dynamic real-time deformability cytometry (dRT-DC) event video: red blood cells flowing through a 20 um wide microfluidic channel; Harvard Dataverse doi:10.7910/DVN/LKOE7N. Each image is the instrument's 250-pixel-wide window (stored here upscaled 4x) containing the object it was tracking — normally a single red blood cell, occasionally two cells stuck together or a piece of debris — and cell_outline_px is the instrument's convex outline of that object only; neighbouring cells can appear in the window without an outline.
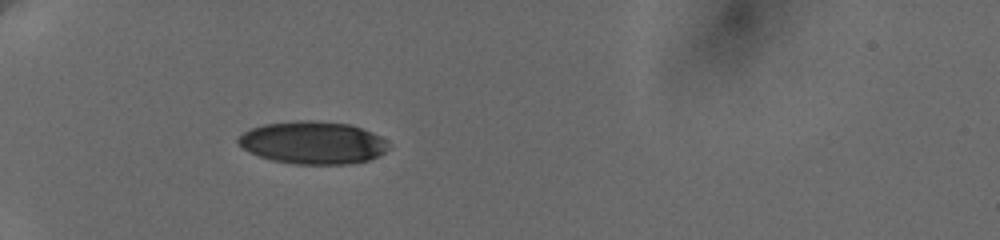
{"species": "human", "species_latin": "Homo sapiens", "temperature_condition": "cold", "stored_images_in_passage": 14, "camera_frame_rate_fps": 3000, "um_per_image_px": 0.085, "donor": {"sex": "female"}, "frame": {"image": 1, "passage_image": 1, "time_ms": 0.0, "image_size_px": [1000, 240], "cell_outline_px": [[388, 148], [384, 152], [368, 160], [348, 164], [296, 164], [272, 160], [260, 156], [244, 148], [236, 140], [244, 132], [252, 128], [264, 124], [300, 120], [308, 120], [348, 124], [360, 128], [380, 136], [384, 140]], "centroid_in_image_um": [26.58, 12.13], "position_along_channel_um": 58.4, "area_um2": 36.7}}
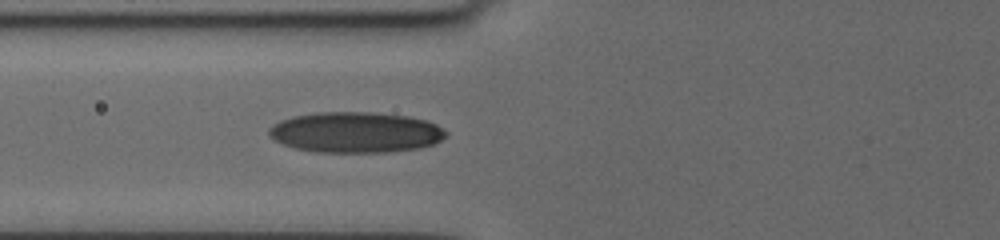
{"frame": {"image": 2, "passage_image": 11, "time_ms": 1.667, "image_size_px": [1000, 240], "cell_outline_px": [[448, 136], [432, 144], [420, 148], [384, 152], [316, 152], [296, 148], [284, 144], [268, 136], [268, 132], [272, 124], [280, 120], [296, 116], [320, 112], [368, 112], [408, 116], [424, 120], [436, 124], [448, 132]], "centroid_in_image_um": [30.24, 11.25], "position_along_channel_um": 95.6, "area_um2": 41.79}}